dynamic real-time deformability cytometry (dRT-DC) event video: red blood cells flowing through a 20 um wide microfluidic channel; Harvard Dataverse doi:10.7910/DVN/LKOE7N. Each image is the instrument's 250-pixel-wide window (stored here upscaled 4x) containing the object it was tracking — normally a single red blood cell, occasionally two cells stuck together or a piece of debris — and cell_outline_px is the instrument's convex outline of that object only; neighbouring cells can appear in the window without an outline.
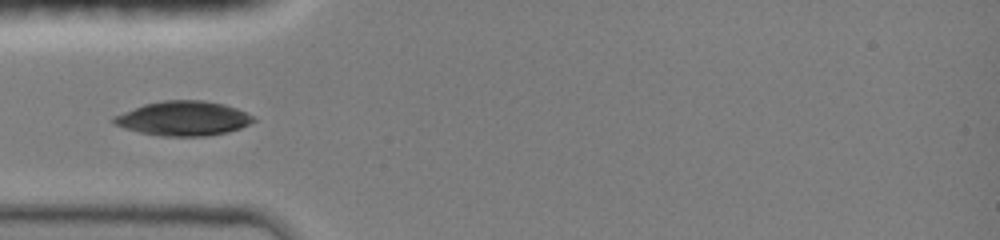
{"species": "common noctule bat (a hibernating species)", "species_latin": "Nyctalus noctula", "temperature_condition": "room temperature", "stored_images_in_passage": 9, "camera_frame_rate_fps": 3000, "um_per_image_px": 0.085, "animal": {"sex": "female", "body_mass_g": 19.0, "forearm_length_mm": 51.5}, "frame": {"image": 1, "passage_image": 8, "time_ms": 2.333, "image_size_px": [1000, 240], "cell_outline_px": [[256, 120], [240, 128], [228, 132], [208, 136], [160, 136], [140, 132], [124, 128], [112, 124], [112, 116], [144, 104], [164, 100], [204, 100], [224, 104], [236, 108], [252, 116]], "centroid_in_image_um": [15.55, 10.07], "position_along_channel_um": 69.5, "area_um2": 28.09}}